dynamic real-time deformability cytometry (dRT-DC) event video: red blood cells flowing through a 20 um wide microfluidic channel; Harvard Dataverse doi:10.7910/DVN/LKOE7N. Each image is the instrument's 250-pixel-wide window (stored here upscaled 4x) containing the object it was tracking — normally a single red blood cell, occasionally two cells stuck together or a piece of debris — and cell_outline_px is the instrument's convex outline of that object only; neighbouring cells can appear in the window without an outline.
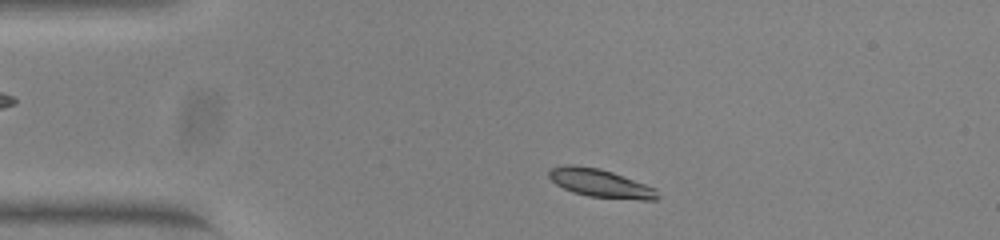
{"species": "common noctule bat (a hibernating species)", "species_latin": "Nyctalus noctula", "temperature_condition": "warm", "stored_images_in_passage": 46, "camera_frame_rate_fps": 3000, "um_per_image_px": 0.085, "animal": {"sex": "female", "body_mass_g": 23.0, "forearm_length_mm": 53.4}, "frame": {"image": 1, "passage_image": 4, "time_ms": 1.0, "image_size_px": [1000, 240], "cell_outline_px": [[660, 196], [656, 200], [644, 200], [588, 196], [572, 192], [556, 184], [548, 176], [548, 172], [552, 168], [568, 164], [572, 164], [600, 168], [612, 172], [656, 188]], "centroid_in_image_um": [51.05, 15.57], "position_along_channel_um": 34.0, "area_um2": 17.8}}
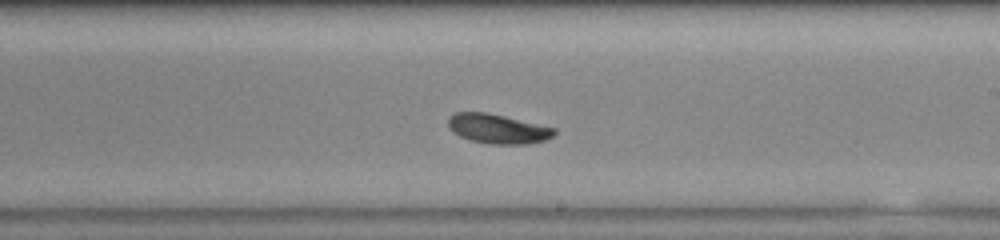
{"frame": {"image": 2, "passage_image": 24, "time_ms": 7.667, "image_size_px": [1000, 240], "cell_outline_px": [[556, 132], [552, 136], [544, 140], [524, 144], [488, 144], [472, 140], [460, 136], [448, 128], [448, 116], [456, 112], [488, 112], [556, 128]], "centroid_in_image_um": [42.28, 10.93], "position_along_channel_um": 246.7, "area_um2": 18.21}}
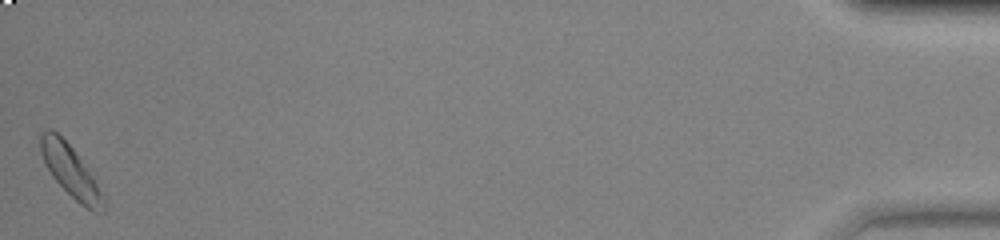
{"frame": {"image": 3, "passage_image": 46, "time_ms": 15.0, "image_size_px": [1000, 240], "cell_outline_px": [[108, 200], [104, 212], [92, 212], [80, 204], [52, 176], [44, 164], [40, 152], [40, 132], [48, 128], [56, 132], [72, 148], [92, 176]], "centroid_in_image_um": [6.02, 14.59], "position_along_channel_um": 429.2, "area_um2": 18.84}, "authors_computed_cell_mechanics": {"area_um2": 18.0047, "velocity_mm_per_s": 3.8416, "shape_relaxation_time_tau1_ms": 3.9711, "shape_relaxation_time_tau2_ms": null, "deformation_change_tau1": 0.1435, "deformation_change_tau2": null}}